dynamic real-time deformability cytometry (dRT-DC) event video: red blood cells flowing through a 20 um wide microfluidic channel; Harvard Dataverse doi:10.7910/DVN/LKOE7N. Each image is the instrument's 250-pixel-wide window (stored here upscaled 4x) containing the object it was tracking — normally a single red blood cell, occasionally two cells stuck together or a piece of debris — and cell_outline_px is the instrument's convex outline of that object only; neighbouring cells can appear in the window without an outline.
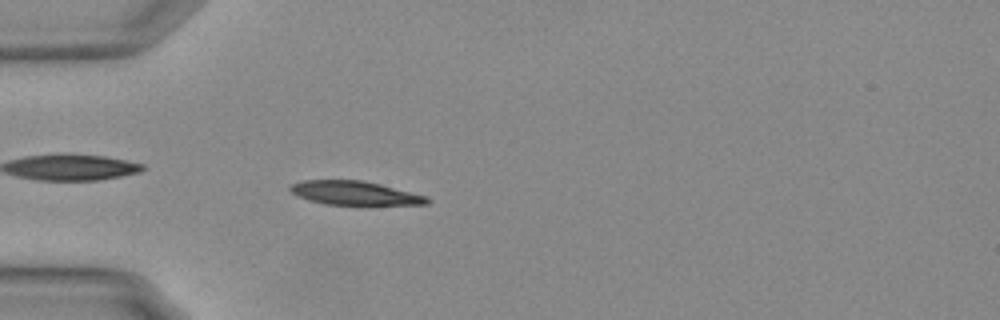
{"species": "Egyptian fruit bat (a non-hibernating species)", "species_latin": "Rousettus aegyptiacus", "temperature_condition": "warm", "stored_images_in_passage": 55, "camera_frame_rate_fps": 3000, "um_per_image_px": 0.085, "animal": {"sex": "female"}, "frame": {"image": 1, "passage_image": 17, "time_ms": 5.333, "image_size_px": [1000, 320], "cell_outline_px": [[432, 200], [428, 204], [324, 204], [308, 200], [292, 192], [288, 188], [292, 184], [304, 180], [360, 180], [380, 184], [428, 196]], "centroid_in_image_um": [30.17, 16.4], "position_along_channel_um": 54.8, "area_um2": 18.73}}
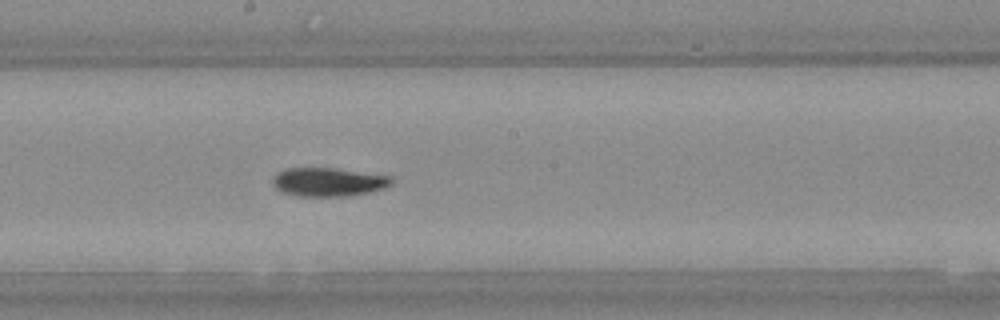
{"frame": {"image": 2, "passage_image": 31, "time_ms": 10.0, "image_size_px": [1000, 320], "cell_outline_px": [[392, 184], [368, 192], [352, 196], [300, 196], [284, 192], [276, 188], [272, 184], [272, 176], [288, 168], [332, 168], [392, 176]], "centroid_in_image_um": [27.89, 15.47], "position_along_channel_um": 220.3, "area_um2": 19.59}}
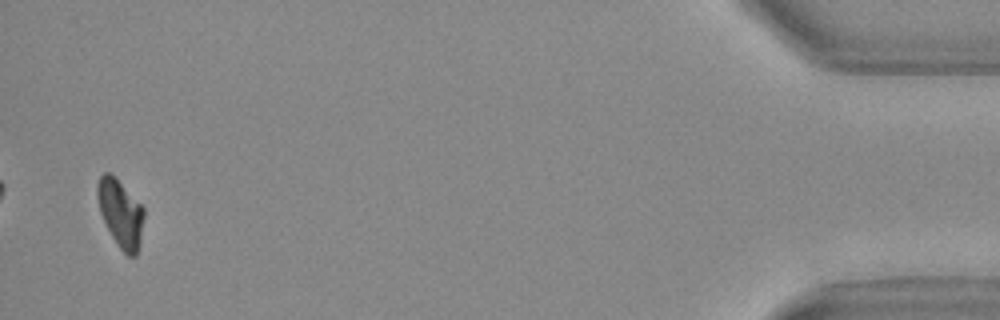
{"frame": {"image": 3, "passage_image": 54, "time_ms": 17.667, "image_size_px": [1000, 320], "cell_outline_px": [[144, 216], [140, 240], [136, 256], [128, 256], [120, 248], [112, 236], [100, 212], [96, 196], [96, 188], [100, 176], [104, 172], [108, 172], [144, 208]], "centroid_in_image_um": [10.23, 18.15], "position_along_channel_um": 425.0, "area_um2": 17.74}, "authors_computed_cell_mechanics": {"area_um2": 18.9584, "velocity_mm_per_s": 3.7461, "shape_relaxation_time_tau1_ms": 7.1684, "shape_relaxation_time_tau2_ms": 3.6136, "deformation_change_tau1": 0.2154, "deformation_change_tau2": 0.0689}}